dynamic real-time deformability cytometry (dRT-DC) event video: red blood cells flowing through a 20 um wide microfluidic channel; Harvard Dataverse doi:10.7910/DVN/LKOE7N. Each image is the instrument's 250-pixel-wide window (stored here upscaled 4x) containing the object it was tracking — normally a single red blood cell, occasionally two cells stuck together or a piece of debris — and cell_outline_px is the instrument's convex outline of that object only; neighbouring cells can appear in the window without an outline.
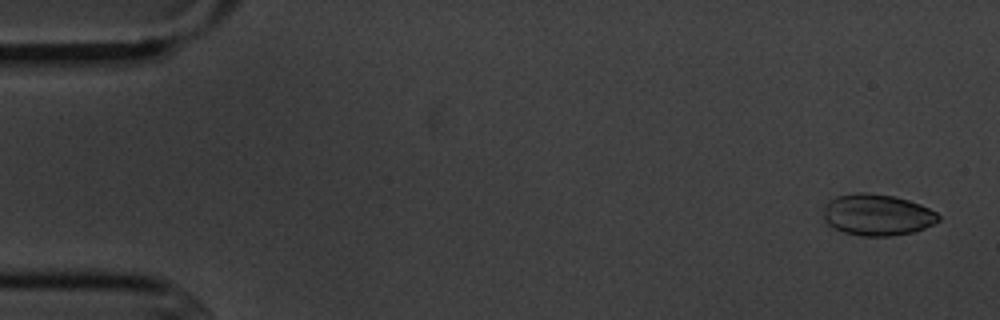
{"species": "common noctule bat (a hibernating species)", "species_latin": "Nyctalus noctula", "temperature_condition": "cold", "stored_images_in_passage": 6, "camera_frame_rate_fps": 3000, "um_per_image_px": 0.085, "animal": {"sex": "male", "body_mass_g": 20.1, "forearm_length_mm": 53.5}, "frame": {"image": 1, "passage_image": 1, "time_ms": 0.0, "image_size_px": [1000, 320], "cell_outline_px": [[940, 220], [924, 228], [912, 232], [892, 236], [860, 236], [844, 232], [828, 224], [824, 220], [824, 208], [828, 200], [836, 196], [856, 192], [868, 192], [892, 196], [908, 200], [920, 204], [936, 212], [940, 216]], "centroid_in_image_um": [74.55, 18.25], "position_along_channel_um": 10.5, "area_um2": 27.74}}
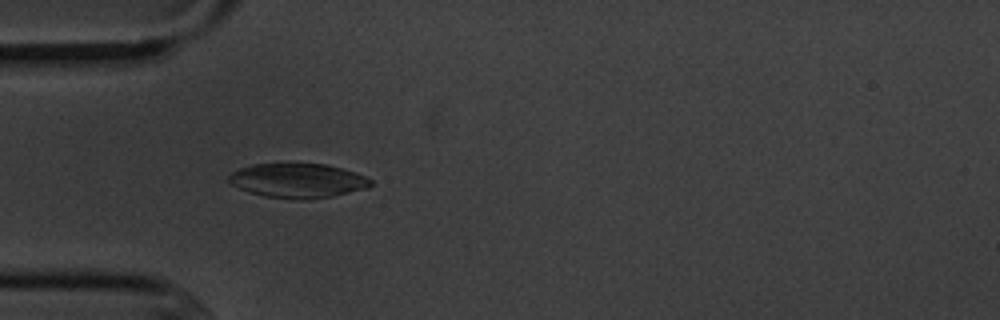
{"frame": {"image": 2, "passage_image": 5, "time_ms": 4.667, "image_size_px": [1000, 320], "cell_outline_px": [[372, 184], [368, 188], [332, 196], [308, 200], [292, 200], [264, 196], [248, 192], [232, 184], [228, 180], [228, 176], [232, 172], [240, 168], [252, 164], [328, 164], [356, 172], [372, 180]], "centroid_in_image_um": [25.32, 15.36], "position_along_channel_um": 59.7, "area_um2": 28.61}}
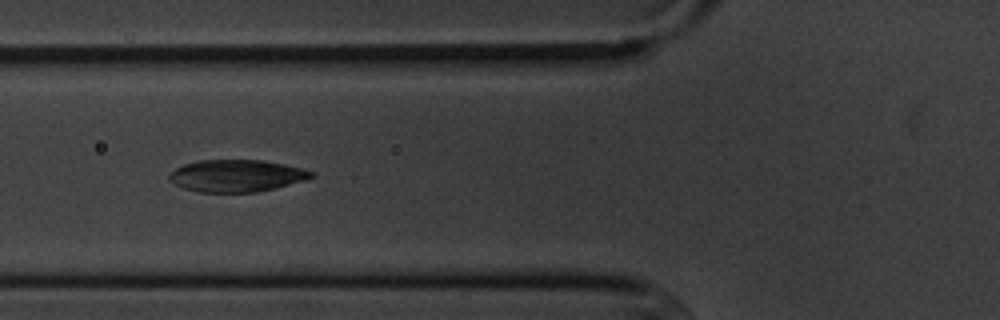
{"frame": {"image": 3, "passage_image": 6, "time_ms": 6.0, "image_size_px": [1000, 320], "cell_outline_px": [[316, 176], [308, 180], [276, 188], [256, 192], [200, 192], [184, 188], [168, 180], [168, 176], [176, 168], [184, 164], [200, 160], [264, 160], [284, 164], [316, 172]], "centroid_in_image_um": [20.16, 14.94], "position_along_channel_um": 105.6, "area_um2": 26.7}}